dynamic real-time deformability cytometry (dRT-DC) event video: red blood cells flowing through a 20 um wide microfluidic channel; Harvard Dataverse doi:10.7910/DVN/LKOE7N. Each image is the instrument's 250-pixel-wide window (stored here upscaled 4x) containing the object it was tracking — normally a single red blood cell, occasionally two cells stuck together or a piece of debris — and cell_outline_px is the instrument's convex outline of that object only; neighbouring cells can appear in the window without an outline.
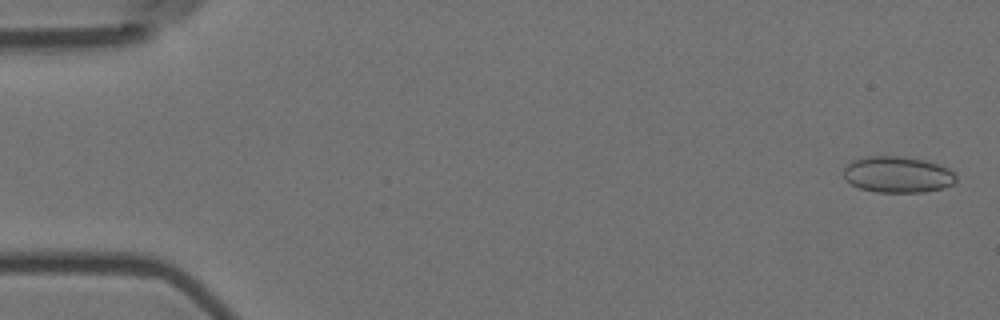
{"species": "Egyptian fruit bat (a non-hibernating species)", "species_latin": "Rousettus aegyptiacus", "temperature_condition": "room temperature", "stored_images_in_passage": 11, "camera_frame_rate_fps": 3000, "um_per_image_px": 0.085, "animal": {"sex": "female"}, "frame": {"image": 1, "passage_image": 1, "time_ms": 0.0, "image_size_px": [1000, 320], "cell_outline_px": [[956, 180], [952, 184], [944, 188], [924, 192], [876, 192], [860, 188], [844, 180], [844, 168], [852, 160], [868, 156], [900, 156], [924, 160], [940, 164], [948, 168], [956, 176]], "centroid_in_image_um": [76.29, 14.84], "position_along_channel_um": 8.7, "area_um2": 23.81}}
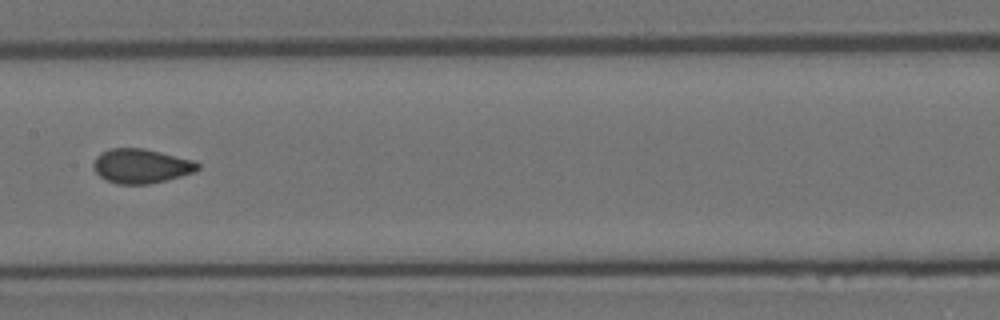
{"frame": {"image": 2, "passage_image": 8, "time_ms": 2.333, "image_size_px": [1000, 320], "cell_outline_px": [[200, 168], [192, 172], [180, 176], [148, 184], [116, 184], [104, 180], [92, 168], [92, 164], [96, 156], [100, 152], [108, 148], [144, 148], [196, 160], [200, 164]], "centroid_in_image_um": [11.96, 14.1], "position_along_channel_um": 195.4, "area_um2": 21.15}}
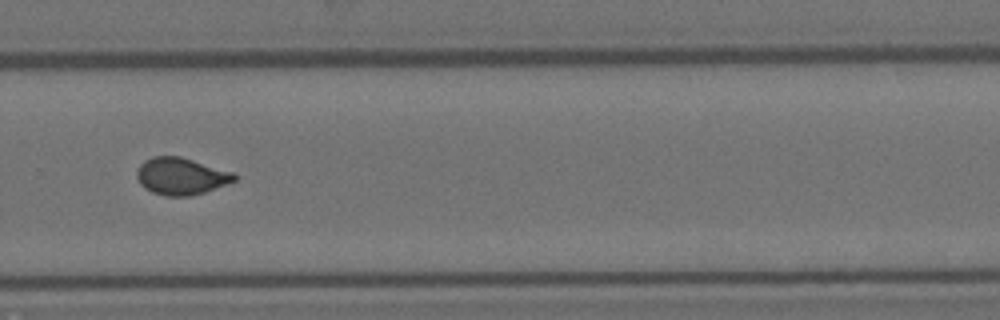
{"frame": {"image": 3, "passage_image": 11, "time_ms": 3.333, "image_size_px": [1000, 320], "cell_outline_px": [[236, 180], [204, 192], [188, 196], [164, 196], [152, 192], [144, 188], [140, 184], [136, 176], [136, 168], [144, 160], [152, 156], [180, 156], [236, 172]], "centroid_in_image_um": [15.37, 14.96], "position_along_channel_um": 314.4, "area_um2": 21.27}}